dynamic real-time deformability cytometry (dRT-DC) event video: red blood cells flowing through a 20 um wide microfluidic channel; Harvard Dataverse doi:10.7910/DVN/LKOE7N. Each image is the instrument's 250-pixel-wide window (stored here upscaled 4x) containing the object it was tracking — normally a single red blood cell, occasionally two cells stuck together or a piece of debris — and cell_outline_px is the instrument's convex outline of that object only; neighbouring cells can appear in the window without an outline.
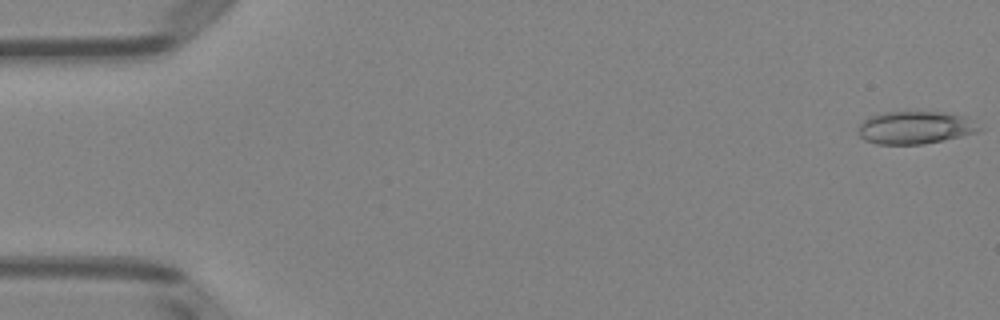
{"species": "Egyptian fruit bat (a non-hibernating species)", "species_latin": "Rousettus aegyptiacus", "temperature_condition": "room temperature", "stored_images_in_passage": 5, "camera_frame_rate_fps": 3000, "um_per_image_px": 0.085, "animal": {"sex": "female"}, "frame": {"image": 1, "passage_image": 1, "time_ms": 0.0, "image_size_px": [1000, 320], "cell_outline_px": [[984, 128], [976, 132], [960, 136], [924, 144], [876, 144], [864, 140], [860, 136], [856, 128], [868, 116], [880, 112], [948, 112], [964, 116], [972, 120]], "centroid_in_image_um": [77.76, 10.83], "position_along_channel_um": 7.2, "area_um2": 23.24}}
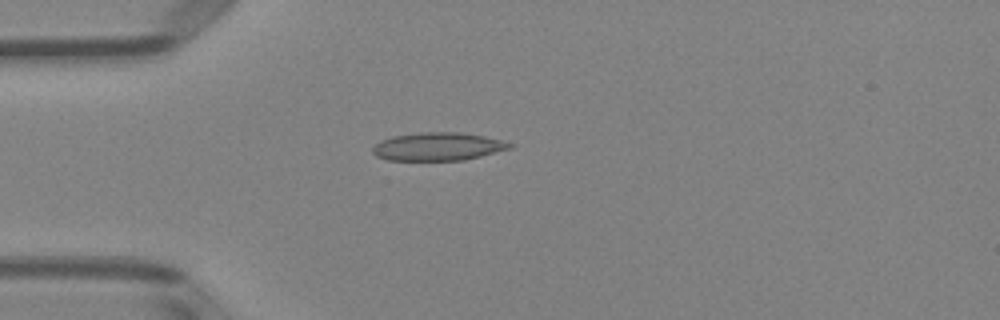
{"frame": {"image": 2, "passage_image": 4, "time_ms": 4.333, "image_size_px": [1000, 320], "cell_outline_px": [[516, 144], [512, 148], [464, 160], [388, 160], [376, 156], [372, 152], [372, 148], [380, 140], [392, 136], [420, 132], [460, 132], [484, 136]], "centroid_in_image_um": [37.22, 12.45], "position_along_channel_um": 47.8, "area_um2": 22.48}}